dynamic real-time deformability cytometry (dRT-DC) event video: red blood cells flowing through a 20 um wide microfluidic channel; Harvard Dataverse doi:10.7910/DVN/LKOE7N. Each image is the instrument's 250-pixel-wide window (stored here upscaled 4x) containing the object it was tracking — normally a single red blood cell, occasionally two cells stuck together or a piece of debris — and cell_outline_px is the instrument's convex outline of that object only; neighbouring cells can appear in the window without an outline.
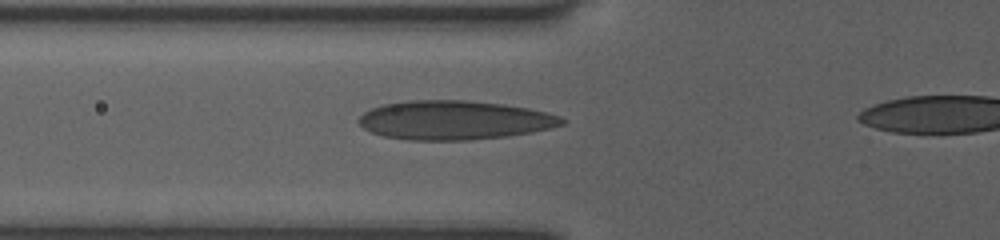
{"species": "human", "species_latin": "Homo sapiens", "temperature_condition": "room temperature", "stored_images_in_passage": 4, "segment_of_instrument_passage": [1, 2], "camera_frame_rate_fps": 3000, "um_per_image_px": 0.085, "donor": {"sex": "female"}, "frame": {"image": 1, "passage_image": 3, "time_ms": 0.667, "image_size_px": [1000, 240], "cell_outline_px": [[564, 124], [532, 132], [508, 136], [468, 140], [408, 140], [384, 136], [372, 132], [364, 128], [356, 120], [364, 112], [372, 108], [384, 104], [412, 100], [468, 100], [504, 104], [528, 108], [560, 116], [564, 120]], "centroid_in_image_um": [38.6, 10.21], "position_along_channel_um": 87.2, "area_um2": 46.07}}